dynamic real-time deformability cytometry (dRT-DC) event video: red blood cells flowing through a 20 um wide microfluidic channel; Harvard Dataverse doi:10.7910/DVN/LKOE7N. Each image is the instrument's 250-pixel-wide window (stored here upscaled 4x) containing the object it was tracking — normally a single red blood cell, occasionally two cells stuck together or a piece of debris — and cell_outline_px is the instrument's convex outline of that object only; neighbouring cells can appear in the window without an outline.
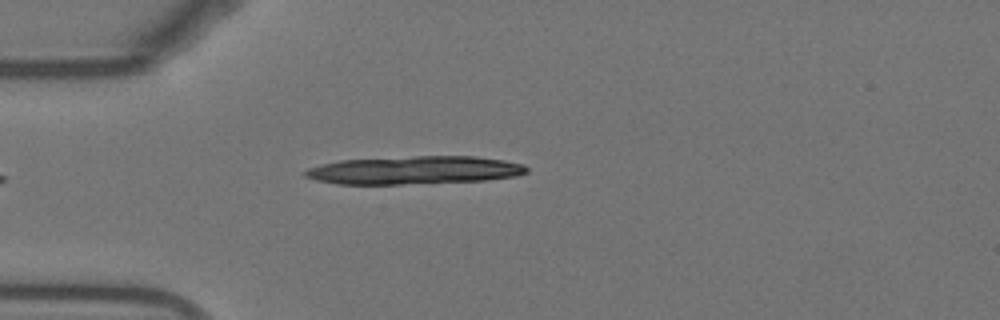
{"species": "Egyptian fruit bat (a non-hibernating species)", "species_latin": "Rousettus aegyptiacus", "temperature_condition": "warm", "stored_images_in_passage": 34, "segment_of_instrument_passage": [1, 2], "camera_frame_rate_fps": 3000, "um_per_image_px": 0.085, "animal": {"sex": "female"}, "frame": {"image": 1, "passage_image": 1, "time_ms": 0.0, "image_size_px": [1000, 320], "cell_outline_px": [[528, 172], [516, 176], [484, 180], [400, 184], [336, 184], [316, 180], [304, 176], [304, 172], [308, 168], [340, 160], [416, 156], [476, 156], [504, 160], [524, 164], [528, 168]], "centroid_in_image_um": [35.24, 14.46], "position_along_channel_um": 49.8, "area_um2": 36.13}}